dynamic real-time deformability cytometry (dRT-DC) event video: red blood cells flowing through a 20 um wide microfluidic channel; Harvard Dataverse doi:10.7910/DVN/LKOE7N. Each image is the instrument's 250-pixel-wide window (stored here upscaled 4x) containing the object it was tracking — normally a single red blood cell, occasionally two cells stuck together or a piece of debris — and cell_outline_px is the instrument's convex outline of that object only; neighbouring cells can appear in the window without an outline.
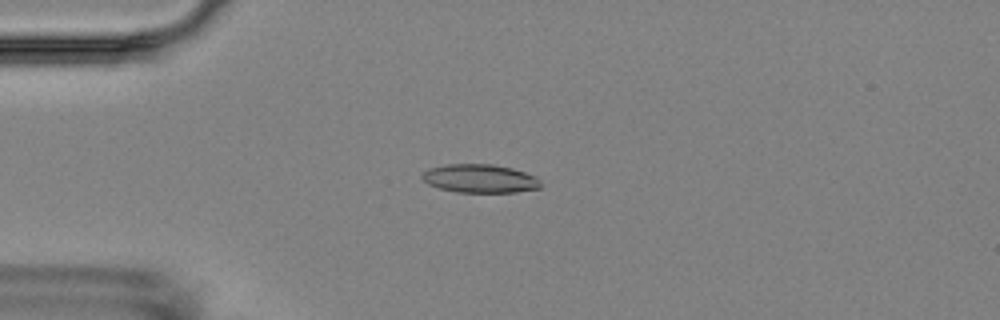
{"species": "Egyptian fruit bat (a non-hibernating species)", "species_latin": "Rousettus aegyptiacus", "temperature_condition": "room temperature", "stored_images_in_passage": 6, "camera_frame_rate_fps": 3000, "um_per_image_px": 0.085, "animal": {"sex": "female"}, "frame": {"image": 1, "passage_image": 4, "time_ms": 3.667, "image_size_px": [1000, 320], "cell_outline_px": [[540, 188], [516, 192], [456, 192], [440, 188], [428, 184], [420, 176], [420, 172], [428, 168], [448, 164], [492, 164], [512, 168], [536, 176], [540, 180]], "centroid_in_image_um": [40.76, 15.17], "position_along_channel_um": 44.2, "area_um2": 19.77}}